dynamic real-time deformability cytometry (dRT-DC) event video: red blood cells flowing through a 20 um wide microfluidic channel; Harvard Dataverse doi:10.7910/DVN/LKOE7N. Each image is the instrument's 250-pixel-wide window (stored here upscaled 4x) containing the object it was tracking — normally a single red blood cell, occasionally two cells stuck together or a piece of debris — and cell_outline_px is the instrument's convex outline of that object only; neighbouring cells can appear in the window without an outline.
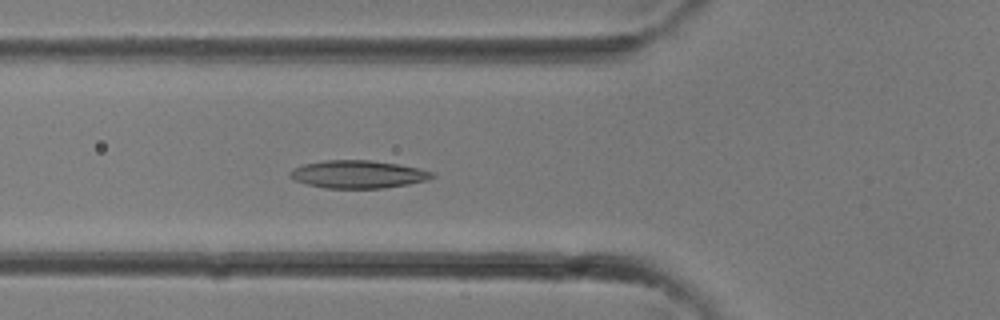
{"species": "common noctule bat (a hibernating species)", "species_latin": "Nyctalus noctula", "temperature_condition": "room temperature", "stored_images_in_passage": 32, "camera_frame_rate_fps": 3000, "um_per_image_px": 0.085, "animal": {"sex": "female"}, "frame": {"image": 1, "passage_image": 11, "time_ms": 3.333, "image_size_px": [1000, 320], "cell_outline_px": [[436, 176], [424, 180], [408, 184], [384, 188], [328, 188], [308, 184], [292, 180], [288, 176], [288, 172], [292, 168], [304, 164], [324, 160], [372, 160], [400, 164], [420, 168], [436, 172]], "centroid_in_image_um": [30.43, 14.8], "position_along_channel_um": 95.4, "area_um2": 23.24}}
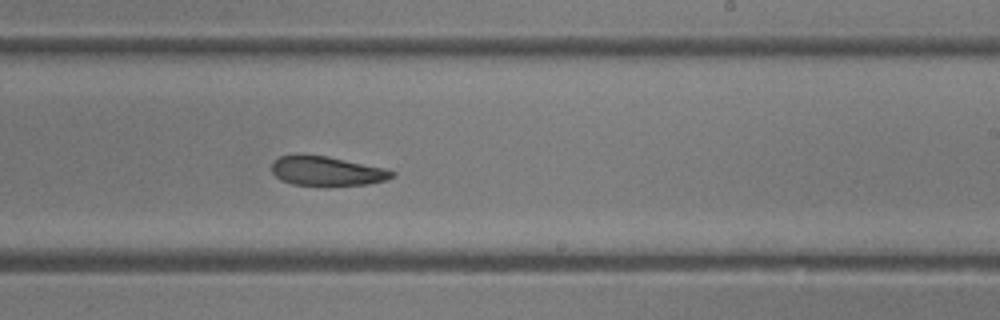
{"frame": {"image": 2, "passage_image": 19, "time_ms": 6.0, "image_size_px": [1000, 320], "cell_outline_px": [[396, 176], [388, 180], [368, 184], [292, 184], [280, 180], [272, 172], [272, 160], [280, 156], [300, 152], [328, 156], [384, 168], [396, 172]], "centroid_in_image_um": [27.75, 14.49], "position_along_channel_um": 261.3, "area_um2": 20.75}}
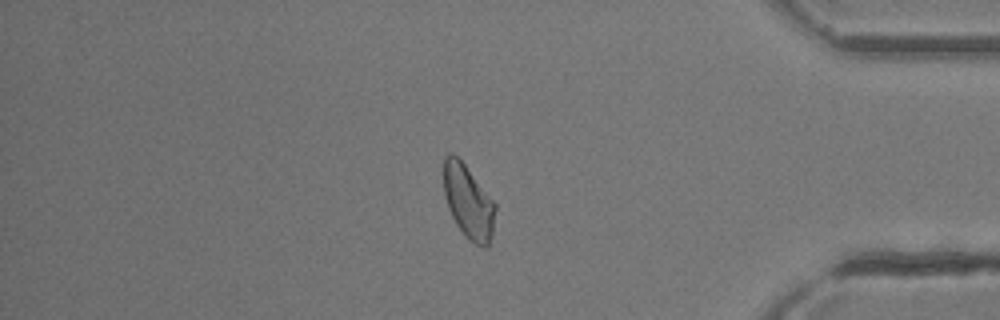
{"frame": {"image": 3, "passage_image": 27, "time_ms": 8.667, "image_size_px": [1000, 320], "cell_outline_px": [[496, 208], [492, 236], [488, 248], [484, 248], [476, 244], [464, 236], [456, 224], [448, 208], [444, 196], [444, 156], [448, 152], [452, 152], [464, 164], [496, 204]], "centroid_in_image_um": [39.81, 17.18], "position_along_channel_um": 395.4, "area_um2": 22.14}}